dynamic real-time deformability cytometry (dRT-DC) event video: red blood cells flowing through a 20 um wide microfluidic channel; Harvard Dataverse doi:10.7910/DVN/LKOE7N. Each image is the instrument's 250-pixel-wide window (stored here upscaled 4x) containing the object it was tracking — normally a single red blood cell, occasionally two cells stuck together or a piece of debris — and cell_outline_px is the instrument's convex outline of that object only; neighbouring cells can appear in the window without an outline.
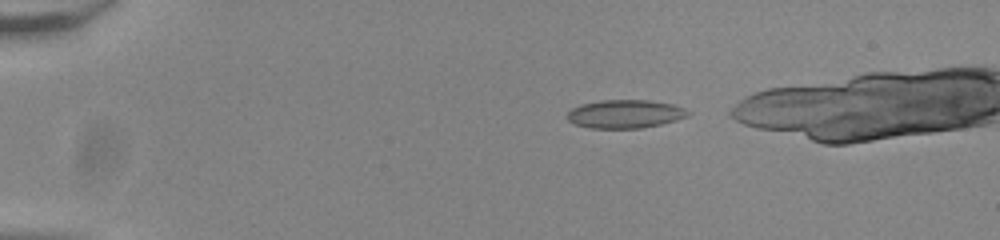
{"species": "common noctule bat (a hibernating species)", "species_latin": "Nyctalus noctula", "temperature_condition": "room temperature", "stored_images_in_passage": 39, "camera_frame_rate_fps": 3000, "um_per_image_px": 0.085, "animal": {"sex": "male", "body_mass_g": 20.0, "forearm_length_mm": 53.3}, "frame": {"image": 1, "passage_image": 1, "time_ms": 0.0, "image_size_px": [1000, 240], "cell_outline_px": [[692, 112], [688, 116], [676, 120], [660, 124], [640, 128], [588, 128], [576, 124], [568, 120], [568, 112], [572, 108], [580, 104], [600, 100], [648, 100], [672, 104], [684, 108]], "centroid_in_image_um": [53.14, 9.68], "position_along_channel_um": 31.9, "area_um2": 19.94}}
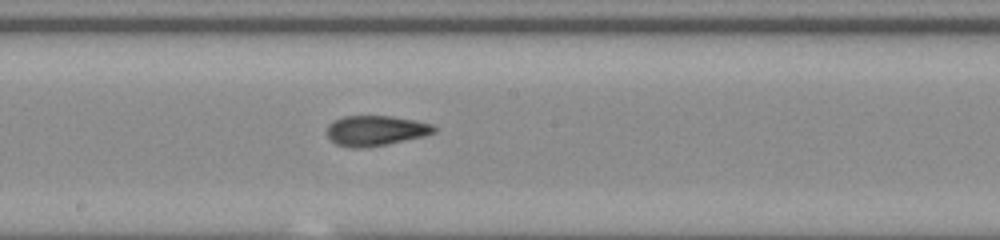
{"frame": {"image": 2, "passage_image": 21, "time_ms": 6.667, "image_size_px": [1000, 240], "cell_outline_px": [[436, 132], [424, 136], [388, 144], [364, 148], [352, 148], [336, 144], [328, 136], [328, 124], [344, 116], [392, 116], [432, 124], [436, 128]], "centroid_in_image_um": [31.94, 11.11], "position_along_channel_um": 216.3, "area_um2": 18.73}}
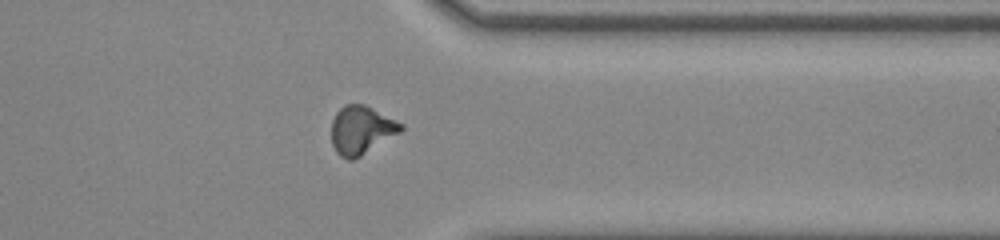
{"frame": {"image": 3, "passage_image": 34, "time_ms": 11.0, "image_size_px": [1000, 240], "cell_outline_px": [[404, 128], [400, 132], [360, 156], [352, 160], [348, 160], [340, 156], [336, 152], [332, 144], [332, 120], [336, 112], [344, 104], [364, 104], [404, 124]], "centroid_in_image_um": [30.69, 11.05], "position_along_channel_um": 380.7, "area_um2": 19.42}}